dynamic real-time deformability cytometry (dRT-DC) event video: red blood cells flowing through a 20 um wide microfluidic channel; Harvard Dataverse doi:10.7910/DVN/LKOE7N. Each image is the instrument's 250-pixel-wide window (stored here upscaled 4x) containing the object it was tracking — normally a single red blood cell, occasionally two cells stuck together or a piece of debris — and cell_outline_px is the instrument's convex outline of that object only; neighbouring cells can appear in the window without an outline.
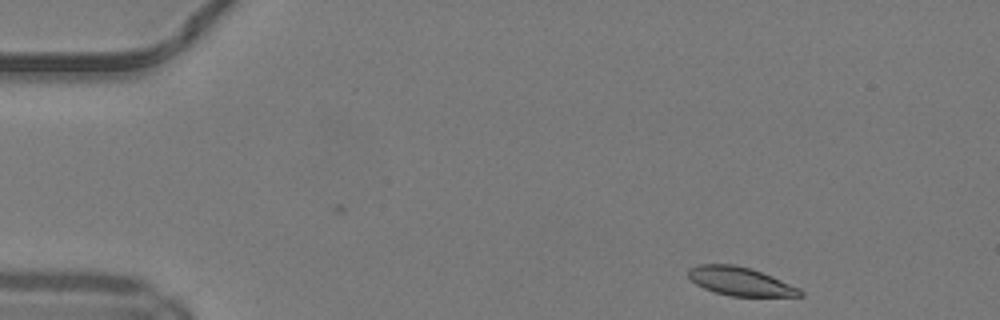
{"species": "common noctule bat (a hibernating species)", "species_latin": "Nyctalus noctula", "temperature_condition": "warm", "stored_images_in_passage": 39, "camera_frame_rate_fps": 3000, "um_per_image_px": 0.085, "animal": {"sex": "male", "body_mass_g": 19.2, "forearm_length_mm": 51.8}, "frame": {"image": 1, "passage_image": 1, "time_ms": 0.0, "image_size_px": [1000, 320], "cell_outline_px": [[804, 296], [732, 296], [716, 292], [704, 288], [696, 284], [688, 276], [688, 268], [700, 264], [732, 264], [752, 268], [772, 276], [800, 288], [804, 292]], "centroid_in_image_um": [62.94, 23.91], "position_along_channel_um": 22.1, "area_um2": 18.55}}
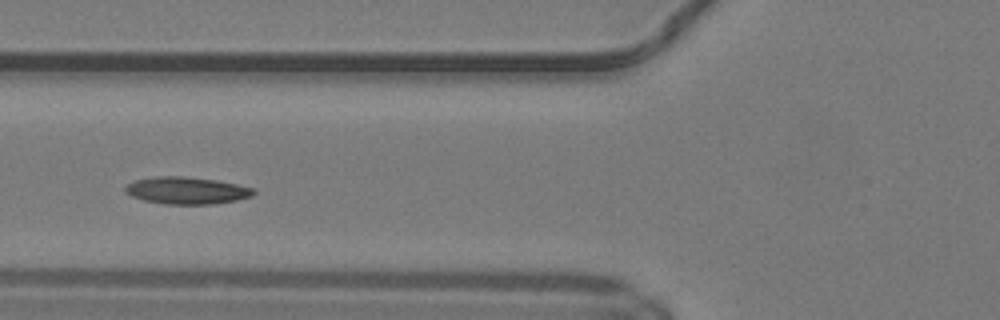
{"frame": {"image": 2, "passage_image": 14, "time_ms": 4.333, "image_size_px": [1000, 320], "cell_outline_px": [[256, 192], [252, 196], [236, 200], [212, 204], [164, 204], [144, 200], [132, 196], [124, 192], [124, 188], [128, 184], [136, 180], [156, 176], [184, 176], [216, 180], [236, 184], [252, 188]], "centroid_in_image_um": [15.85, 16.19], "position_along_channel_um": 109.9, "area_um2": 20.17}}
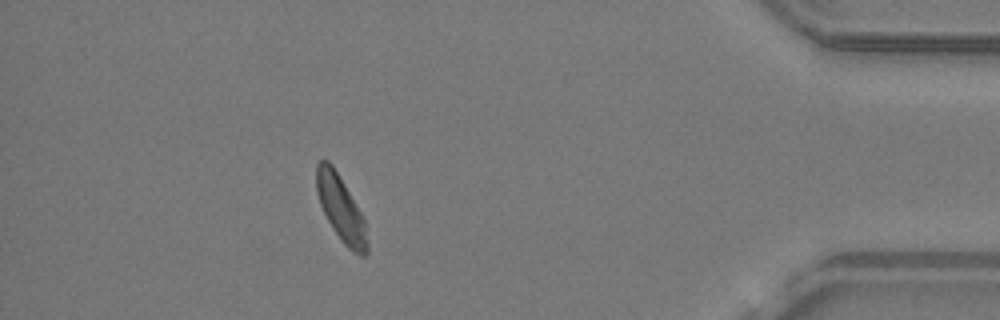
{"frame": {"image": 3, "passage_image": 39, "time_ms": 12.667, "image_size_px": [1000, 320], "cell_outline_px": [[368, 252], [364, 256], [360, 256], [352, 252], [344, 244], [332, 228], [320, 204], [316, 192], [316, 164], [320, 160], [328, 160], [332, 164], [344, 184], [360, 212], [364, 220], [368, 244]], "centroid_in_image_um": [28.96, 17.74], "position_along_channel_um": 406.2, "area_um2": 19.13}, "authors_computed_cell_mechanics": {"area_um2": 19.4208, "velocity_mm_per_s": 4.1437, "shape_relaxation_time_tau1_ms": null, "shape_relaxation_time_tau2_ms": 4.1261, "deformation_change_tau1": null, "deformation_change_tau2": 0.102}}